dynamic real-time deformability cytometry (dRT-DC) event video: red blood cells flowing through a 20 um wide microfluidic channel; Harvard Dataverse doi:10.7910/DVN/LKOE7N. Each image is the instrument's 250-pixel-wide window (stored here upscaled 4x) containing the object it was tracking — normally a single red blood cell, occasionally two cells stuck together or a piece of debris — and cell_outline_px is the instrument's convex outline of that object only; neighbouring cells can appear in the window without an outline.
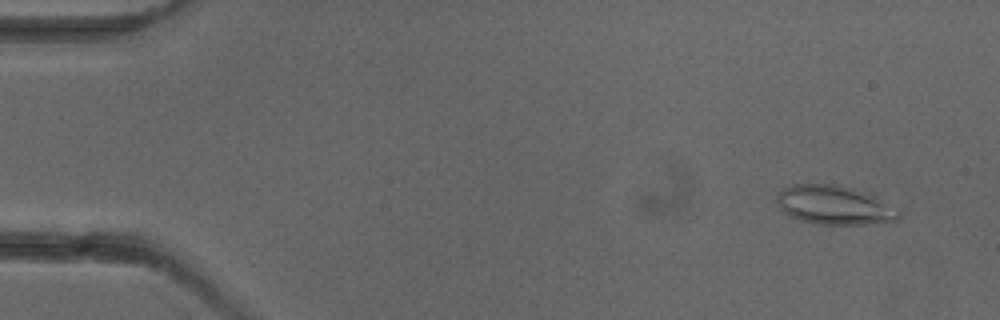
{"species": "common noctule bat (a hibernating species)", "species_latin": "Nyctalus noctula", "temperature_condition": "cold", "stored_images_in_passage": 6, "camera_frame_rate_fps": 3000, "um_per_image_px": 0.085, "animal": {"sex": "female"}, "frame": {"image": 1, "passage_image": 2, "time_ms": 1.0, "image_size_px": [1000, 320], "cell_outline_px": [[900, 216], [896, 220], [864, 224], [820, 224], [800, 220], [788, 216], [780, 208], [776, 200], [776, 192], [792, 184], [836, 184], [868, 192], [876, 196], [900, 212]], "centroid_in_image_um": [70.87, 17.42], "position_along_channel_um": 14.1, "area_um2": 27.69}}
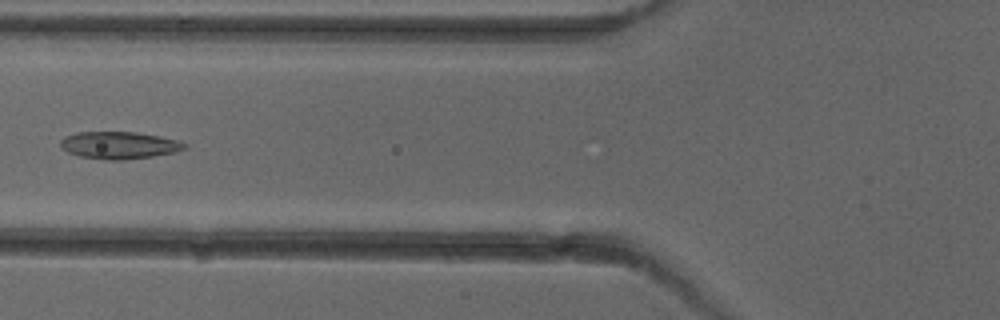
{"frame": {"image": 2, "passage_image": 6, "time_ms": 6.667, "image_size_px": [1000, 320], "cell_outline_px": [[188, 148], [176, 152], [152, 156], [124, 160], [104, 160], [80, 156], [68, 152], [60, 148], [60, 140], [64, 136], [76, 132], [136, 132], [160, 136], [180, 140], [188, 144]], "centroid_in_image_um": [10.15, 12.34], "position_along_channel_um": 115.7, "area_um2": 20.0}}